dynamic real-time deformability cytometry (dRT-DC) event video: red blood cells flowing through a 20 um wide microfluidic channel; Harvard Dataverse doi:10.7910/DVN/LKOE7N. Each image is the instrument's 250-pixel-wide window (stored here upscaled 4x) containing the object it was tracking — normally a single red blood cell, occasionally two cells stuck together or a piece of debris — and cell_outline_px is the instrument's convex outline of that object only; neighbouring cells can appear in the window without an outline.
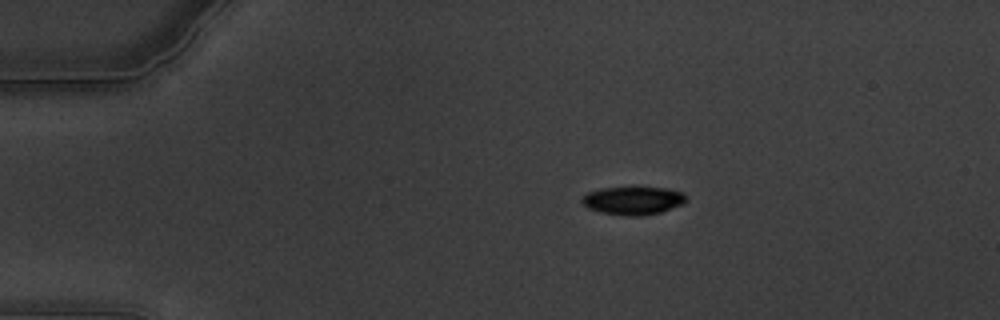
{"species": "common noctule bat (a hibernating species)", "species_latin": "Nyctalus noctula", "temperature_condition": "warm", "stored_images_in_passage": 62, "camera_frame_rate_fps": 3000, "um_per_image_px": 0.085, "animal": {"sex": "male", "body_mass_g": 19.5, "forearm_length_mm": 54.6}, "frame": {"image": 1, "passage_image": 13, "time_ms": 4.0, "image_size_px": [1000, 320], "cell_outline_px": [[688, 200], [684, 204], [660, 212], [640, 216], [628, 216], [600, 212], [588, 208], [580, 200], [588, 192], [600, 188], [668, 188], [680, 192]], "centroid_in_image_um": [53.81, 17.06], "position_along_channel_um": 31.2, "area_um2": 16.88}}
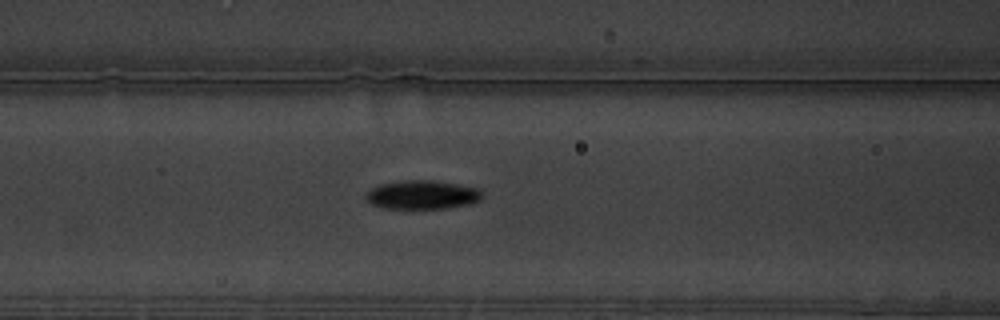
{"frame": {"image": 2, "passage_image": 27, "time_ms": 8.667, "image_size_px": [1000, 320], "cell_outline_px": [[484, 196], [480, 200], [472, 204], [448, 208], [384, 208], [372, 204], [364, 196], [372, 188], [380, 184], [404, 180], [432, 180], [480, 188]], "centroid_in_image_um": [35.95, 16.55], "position_along_channel_um": 130.7, "area_um2": 19.54}}
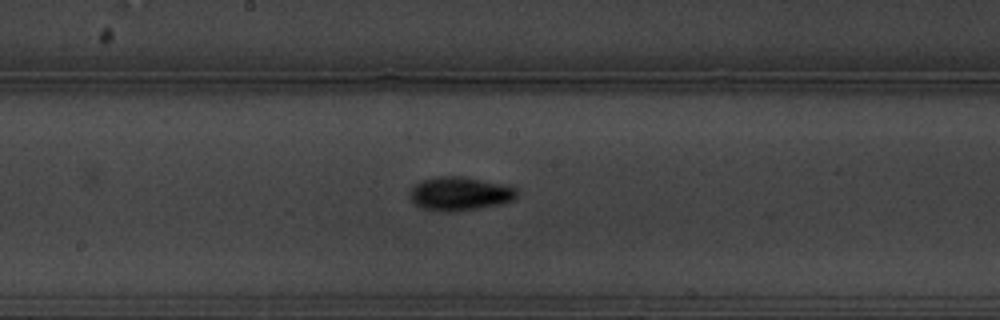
{"frame": {"image": 3, "passage_image": 34, "time_ms": 11.0, "image_size_px": [1000, 320], "cell_outline_px": [[516, 196], [512, 200], [500, 204], [480, 208], [448, 212], [444, 212], [424, 208], [416, 204], [412, 200], [412, 188], [420, 180], [436, 176], [464, 176], [504, 184], [516, 188]], "centroid_in_image_um": [39.1, 16.45], "position_along_channel_um": 209.1, "area_um2": 20.81}, "authors_computed_cell_mechanics": {"area_um2": 18.3515, "velocity_mm_per_s": 3.3659, "shape_relaxation_time_tau1_ms": 3.1432, "shape_relaxation_time_tau2_ms": 4.8665, "deformation_change_tau1": 0.1601, "deformation_change_tau2": 0.0866}}